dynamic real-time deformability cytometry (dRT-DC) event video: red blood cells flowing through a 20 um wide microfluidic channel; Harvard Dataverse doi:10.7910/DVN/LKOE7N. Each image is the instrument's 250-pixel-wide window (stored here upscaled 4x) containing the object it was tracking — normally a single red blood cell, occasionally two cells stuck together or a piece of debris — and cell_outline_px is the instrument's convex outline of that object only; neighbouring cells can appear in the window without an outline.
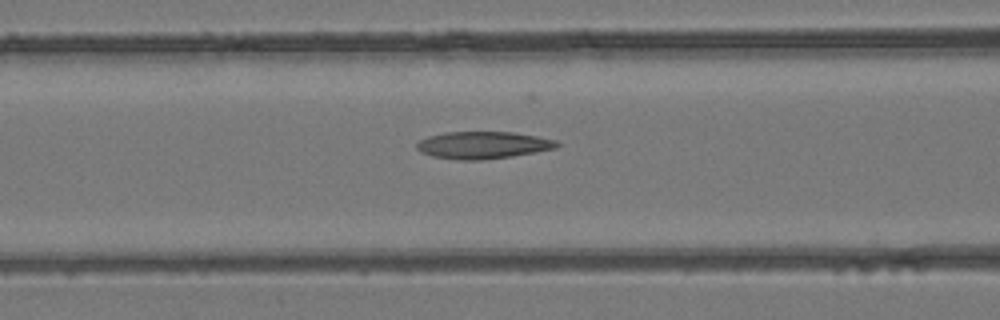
{"species": "common noctule bat (a hibernating species)", "species_latin": "Nyctalus noctula", "temperature_condition": "room temperature", "stored_images_in_passage": 32, "camera_frame_rate_fps": 3000, "um_per_image_px": 0.085, "animal": {"sex": "female", "body_mass_g": 24.6, "forearm_length_mm": 56.2}, "frame": {"image": 1, "passage_image": 13, "time_ms": 4.0, "image_size_px": [1000, 320], "cell_outline_px": [[560, 144], [556, 148], [536, 152], [512, 156], [484, 160], [456, 160], [432, 156], [420, 152], [416, 148], [416, 144], [420, 140], [428, 136], [444, 132], [512, 132], [536, 136], [556, 140]], "centroid_in_image_um": [41.03, 12.34], "position_along_channel_um": 125.6, "area_um2": 22.31}}
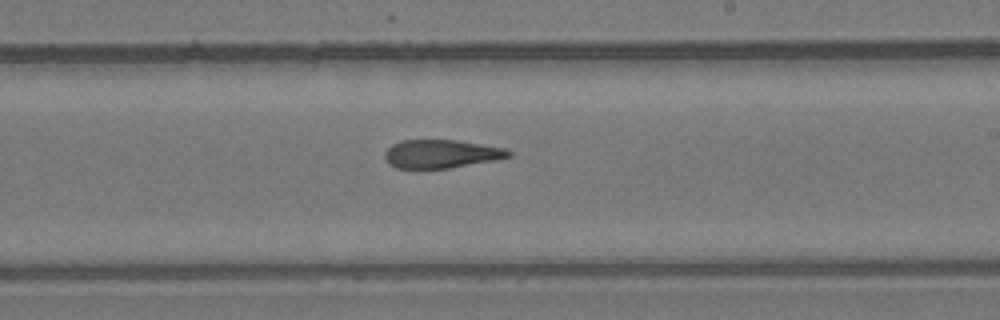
{"frame": {"image": 2, "passage_image": 22, "time_ms": 7.0, "image_size_px": [1000, 320], "cell_outline_px": [[512, 156], [492, 160], [448, 168], [424, 172], [396, 168], [388, 164], [384, 156], [384, 152], [392, 144], [400, 140], [456, 140], [504, 148], [512, 152]], "centroid_in_image_um": [37.39, 13.12], "position_along_channel_um": 251.6, "area_um2": 21.04}}
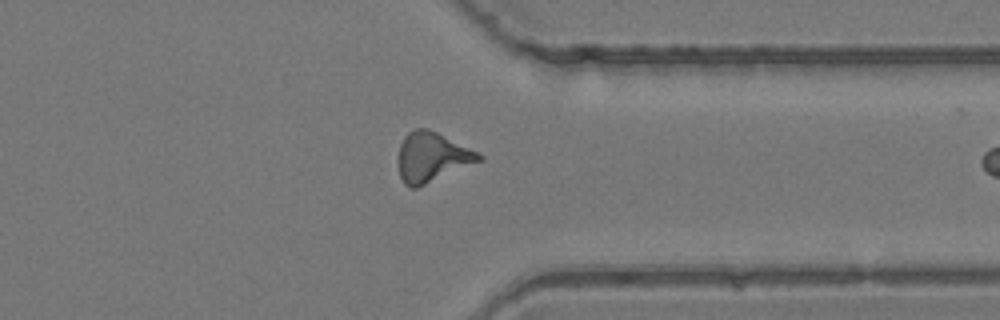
{"frame": {"image": 3, "passage_image": 31, "time_ms": 10.0, "image_size_px": [1000, 320], "cell_outline_px": [[484, 160], [416, 188], [412, 188], [404, 184], [400, 176], [396, 160], [400, 144], [404, 136], [408, 132], [416, 128], [428, 128], [484, 156]], "centroid_in_image_um": [36.67, 13.37], "position_along_channel_um": 374.7, "area_um2": 23.35}}